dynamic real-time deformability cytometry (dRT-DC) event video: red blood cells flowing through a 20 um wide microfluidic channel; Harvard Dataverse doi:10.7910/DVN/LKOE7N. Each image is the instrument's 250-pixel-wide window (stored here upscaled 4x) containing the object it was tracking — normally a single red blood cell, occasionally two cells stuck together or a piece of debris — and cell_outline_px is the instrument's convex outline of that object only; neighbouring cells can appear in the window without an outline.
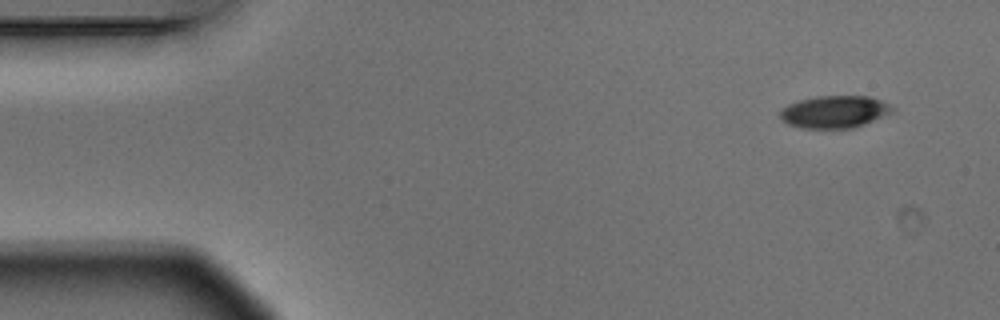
{"species": "Egyptian fruit bat (a non-hibernating species)", "species_latin": "Rousettus aegyptiacus", "temperature_condition": "warm", "stored_images_in_passage": 4, "camera_frame_rate_fps": 3000, "um_per_image_px": 0.085, "animal": {"sex": "male"}, "frame": {"image": 1, "passage_image": 1, "time_ms": 0.0, "image_size_px": [1000, 320], "cell_outline_px": [[896, 108], [892, 112], [864, 124], [852, 128], [800, 128], [788, 124], [780, 120], [780, 112], [788, 104], [800, 100], [816, 96], [868, 96], [880, 100]], "centroid_in_image_um": [70.91, 9.5], "position_along_channel_um": 14.1, "area_um2": 21.04}}
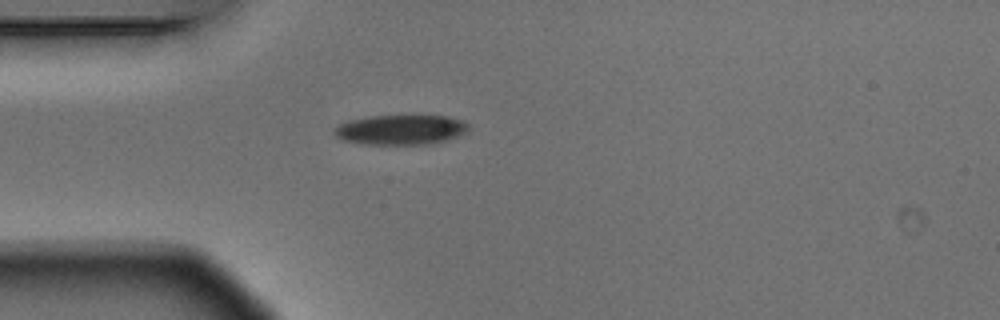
{"frame": {"image": 2, "passage_image": 4, "time_ms": 1.0, "image_size_px": [1000, 320], "cell_outline_px": [[468, 132], [460, 136], [448, 140], [424, 144], [364, 144], [344, 140], [336, 136], [332, 132], [340, 124], [348, 120], [368, 116], [448, 116], [464, 120], [468, 124]], "centroid_in_image_um": [34.1, 11.02], "position_along_channel_um": 50.9, "area_um2": 23.41}}